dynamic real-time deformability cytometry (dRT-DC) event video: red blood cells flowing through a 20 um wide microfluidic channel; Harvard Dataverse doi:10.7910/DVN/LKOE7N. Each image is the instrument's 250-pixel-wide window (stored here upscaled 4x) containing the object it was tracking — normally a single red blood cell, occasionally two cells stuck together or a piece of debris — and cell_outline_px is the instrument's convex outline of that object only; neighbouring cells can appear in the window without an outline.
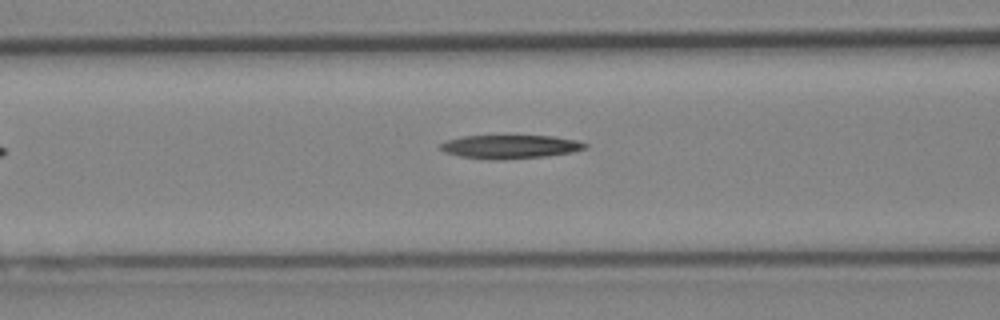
{"species": "Egyptian fruit bat (a non-hibernating species)", "species_latin": "Rousettus aegyptiacus", "temperature_condition": "cold", "stored_images_in_passage": 5, "segment_of_instrument_passage": [1, 2], "camera_frame_rate_fps": 3000, "um_per_image_px": 0.085, "animal": {"sex": "female"}, "frame": {"image": 1, "passage_image": 4, "time_ms": 1.0, "image_size_px": [1000, 320], "cell_outline_px": [[588, 148], [572, 152], [548, 156], [500, 160], [492, 160], [460, 156], [444, 152], [440, 148], [440, 144], [448, 140], [464, 136], [552, 136], [576, 140], [588, 144]], "centroid_in_image_um": [43.39, 12.48], "position_along_channel_um": 123.2, "area_um2": 19.88}}